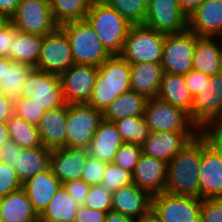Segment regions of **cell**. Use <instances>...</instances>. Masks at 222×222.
<instances>
[{
	"label": "cell",
	"instance_id": "cell-44",
	"mask_svg": "<svg viewBox=\"0 0 222 222\" xmlns=\"http://www.w3.org/2000/svg\"><path fill=\"white\" fill-rule=\"evenodd\" d=\"M201 222H222V198L201 200Z\"/></svg>",
	"mask_w": 222,
	"mask_h": 222
},
{
	"label": "cell",
	"instance_id": "cell-36",
	"mask_svg": "<svg viewBox=\"0 0 222 222\" xmlns=\"http://www.w3.org/2000/svg\"><path fill=\"white\" fill-rule=\"evenodd\" d=\"M124 142L142 146L150 135L144 117H125L114 122Z\"/></svg>",
	"mask_w": 222,
	"mask_h": 222
},
{
	"label": "cell",
	"instance_id": "cell-18",
	"mask_svg": "<svg viewBox=\"0 0 222 222\" xmlns=\"http://www.w3.org/2000/svg\"><path fill=\"white\" fill-rule=\"evenodd\" d=\"M168 163L162 159L141 154L132 173L133 183L152 196L165 192Z\"/></svg>",
	"mask_w": 222,
	"mask_h": 222
},
{
	"label": "cell",
	"instance_id": "cell-7",
	"mask_svg": "<svg viewBox=\"0 0 222 222\" xmlns=\"http://www.w3.org/2000/svg\"><path fill=\"white\" fill-rule=\"evenodd\" d=\"M201 198L167 192L152 198V215L159 222H201Z\"/></svg>",
	"mask_w": 222,
	"mask_h": 222
},
{
	"label": "cell",
	"instance_id": "cell-50",
	"mask_svg": "<svg viewBox=\"0 0 222 222\" xmlns=\"http://www.w3.org/2000/svg\"><path fill=\"white\" fill-rule=\"evenodd\" d=\"M15 26L9 22L0 29V57H7L12 45V35L16 32Z\"/></svg>",
	"mask_w": 222,
	"mask_h": 222
},
{
	"label": "cell",
	"instance_id": "cell-11",
	"mask_svg": "<svg viewBox=\"0 0 222 222\" xmlns=\"http://www.w3.org/2000/svg\"><path fill=\"white\" fill-rule=\"evenodd\" d=\"M143 117L152 132L199 131L187 112L157 97L148 99Z\"/></svg>",
	"mask_w": 222,
	"mask_h": 222
},
{
	"label": "cell",
	"instance_id": "cell-52",
	"mask_svg": "<svg viewBox=\"0 0 222 222\" xmlns=\"http://www.w3.org/2000/svg\"><path fill=\"white\" fill-rule=\"evenodd\" d=\"M20 0H0V14L9 19L15 14Z\"/></svg>",
	"mask_w": 222,
	"mask_h": 222
},
{
	"label": "cell",
	"instance_id": "cell-6",
	"mask_svg": "<svg viewBox=\"0 0 222 222\" xmlns=\"http://www.w3.org/2000/svg\"><path fill=\"white\" fill-rule=\"evenodd\" d=\"M102 120V111L87 103L68 104L65 147L87 149Z\"/></svg>",
	"mask_w": 222,
	"mask_h": 222
},
{
	"label": "cell",
	"instance_id": "cell-14",
	"mask_svg": "<svg viewBox=\"0 0 222 222\" xmlns=\"http://www.w3.org/2000/svg\"><path fill=\"white\" fill-rule=\"evenodd\" d=\"M143 24L164 34L181 33L188 29V16L178 0H148Z\"/></svg>",
	"mask_w": 222,
	"mask_h": 222
},
{
	"label": "cell",
	"instance_id": "cell-34",
	"mask_svg": "<svg viewBox=\"0 0 222 222\" xmlns=\"http://www.w3.org/2000/svg\"><path fill=\"white\" fill-rule=\"evenodd\" d=\"M91 2L92 0H49L53 19L58 26L84 20Z\"/></svg>",
	"mask_w": 222,
	"mask_h": 222
},
{
	"label": "cell",
	"instance_id": "cell-38",
	"mask_svg": "<svg viewBox=\"0 0 222 222\" xmlns=\"http://www.w3.org/2000/svg\"><path fill=\"white\" fill-rule=\"evenodd\" d=\"M14 114L26 122L37 125L46 110L36 100L19 97L14 100Z\"/></svg>",
	"mask_w": 222,
	"mask_h": 222
},
{
	"label": "cell",
	"instance_id": "cell-25",
	"mask_svg": "<svg viewBox=\"0 0 222 222\" xmlns=\"http://www.w3.org/2000/svg\"><path fill=\"white\" fill-rule=\"evenodd\" d=\"M193 69L209 77L222 72V38L197 39L193 54Z\"/></svg>",
	"mask_w": 222,
	"mask_h": 222
},
{
	"label": "cell",
	"instance_id": "cell-19",
	"mask_svg": "<svg viewBox=\"0 0 222 222\" xmlns=\"http://www.w3.org/2000/svg\"><path fill=\"white\" fill-rule=\"evenodd\" d=\"M153 196L134 183L112 192V211L135 219L151 214Z\"/></svg>",
	"mask_w": 222,
	"mask_h": 222
},
{
	"label": "cell",
	"instance_id": "cell-5",
	"mask_svg": "<svg viewBox=\"0 0 222 222\" xmlns=\"http://www.w3.org/2000/svg\"><path fill=\"white\" fill-rule=\"evenodd\" d=\"M165 36L144 24L131 25L120 56L129 64L161 63Z\"/></svg>",
	"mask_w": 222,
	"mask_h": 222
},
{
	"label": "cell",
	"instance_id": "cell-8",
	"mask_svg": "<svg viewBox=\"0 0 222 222\" xmlns=\"http://www.w3.org/2000/svg\"><path fill=\"white\" fill-rule=\"evenodd\" d=\"M197 36L189 29L166 34L161 65L164 73L185 75L193 69V54Z\"/></svg>",
	"mask_w": 222,
	"mask_h": 222
},
{
	"label": "cell",
	"instance_id": "cell-42",
	"mask_svg": "<svg viewBox=\"0 0 222 222\" xmlns=\"http://www.w3.org/2000/svg\"><path fill=\"white\" fill-rule=\"evenodd\" d=\"M22 187L17 173L13 167L0 162V198L5 197L7 194L14 192Z\"/></svg>",
	"mask_w": 222,
	"mask_h": 222
},
{
	"label": "cell",
	"instance_id": "cell-30",
	"mask_svg": "<svg viewBox=\"0 0 222 222\" xmlns=\"http://www.w3.org/2000/svg\"><path fill=\"white\" fill-rule=\"evenodd\" d=\"M147 101L145 96L133 90L127 91L104 109L103 119L115 122L125 117H143Z\"/></svg>",
	"mask_w": 222,
	"mask_h": 222
},
{
	"label": "cell",
	"instance_id": "cell-12",
	"mask_svg": "<svg viewBox=\"0 0 222 222\" xmlns=\"http://www.w3.org/2000/svg\"><path fill=\"white\" fill-rule=\"evenodd\" d=\"M73 64L69 39L59 26L43 36L36 69L60 75Z\"/></svg>",
	"mask_w": 222,
	"mask_h": 222
},
{
	"label": "cell",
	"instance_id": "cell-39",
	"mask_svg": "<svg viewBox=\"0 0 222 222\" xmlns=\"http://www.w3.org/2000/svg\"><path fill=\"white\" fill-rule=\"evenodd\" d=\"M132 173L124 170L114 163H106L103 173L102 185L109 191L114 192L121 187L132 184Z\"/></svg>",
	"mask_w": 222,
	"mask_h": 222
},
{
	"label": "cell",
	"instance_id": "cell-13",
	"mask_svg": "<svg viewBox=\"0 0 222 222\" xmlns=\"http://www.w3.org/2000/svg\"><path fill=\"white\" fill-rule=\"evenodd\" d=\"M20 97L36 100L46 111L60 108L66 104L59 75L36 68L23 84Z\"/></svg>",
	"mask_w": 222,
	"mask_h": 222
},
{
	"label": "cell",
	"instance_id": "cell-55",
	"mask_svg": "<svg viewBox=\"0 0 222 222\" xmlns=\"http://www.w3.org/2000/svg\"><path fill=\"white\" fill-rule=\"evenodd\" d=\"M9 140L8 128L6 123H0V148Z\"/></svg>",
	"mask_w": 222,
	"mask_h": 222
},
{
	"label": "cell",
	"instance_id": "cell-40",
	"mask_svg": "<svg viewBox=\"0 0 222 222\" xmlns=\"http://www.w3.org/2000/svg\"><path fill=\"white\" fill-rule=\"evenodd\" d=\"M83 206L106 213L112 211V192L102 184L92 185Z\"/></svg>",
	"mask_w": 222,
	"mask_h": 222
},
{
	"label": "cell",
	"instance_id": "cell-9",
	"mask_svg": "<svg viewBox=\"0 0 222 222\" xmlns=\"http://www.w3.org/2000/svg\"><path fill=\"white\" fill-rule=\"evenodd\" d=\"M10 22L17 31L45 36L53 32L55 23L49 0H20Z\"/></svg>",
	"mask_w": 222,
	"mask_h": 222
},
{
	"label": "cell",
	"instance_id": "cell-15",
	"mask_svg": "<svg viewBox=\"0 0 222 222\" xmlns=\"http://www.w3.org/2000/svg\"><path fill=\"white\" fill-rule=\"evenodd\" d=\"M98 67L73 64L59 75L62 95L67 104L88 103L92 94Z\"/></svg>",
	"mask_w": 222,
	"mask_h": 222
},
{
	"label": "cell",
	"instance_id": "cell-1",
	"mask_svg": "<svg viewBox=\"0 0 222 222\" xmlns=\"http://www.w3.org/2000/svg\"><path fill=\"white\" fill-rule=\"evenodd\" d=\"M201 134L199 133L169 162L165 192L199 198Z\"/></svg>",
	"mask_w": 222,
	"mask_h": 222
},
{
	"label": "cell",
	"instance_id": "cell-43",
	"mask_svg": "<svg viewBox=\"0 0 222 222\" xmlns=\"http://www.w3.org/2000/svg\"><path fill=\"white\" fill-rule=\"evenodd\" d=\"M105 167V162L89 155L83 167L81 179L90 186L100 185L102 184Z\"/></svg>",
	"mask_w": 222,
	"mask_h": 222
},
{
	"label": "cell",
	"instance_id": "cell-51",
	"mask_svg": "<svg viewBox=\"0 0 222 222\" xmlns=\"http://www.w3.org/2000/svg\"><path fill=\"white\" fill-rule=\"evenodd\" d=\"M14 100L0 93V123H6L14 114Z\"/></svg>",
	"mask_w": 222,
	"mask_h": 222
},
{
	"label": "cell",
	"instance_id": "cell-22",
	"mask_svg": "<svg viewBox=\"0 0 222 222\" xmlns=\"http://www.w3.org/2000/svg\"><path fill=\"white\" fill-rule=\"evenodd\" d=\"M68 104L46 111L36 125L41 143L50 150L65 148Z\"/></svg>",
	"mask_w": 222,
	"mask_h": 222
},
{
	"label": "cell",
	"instance_id": "cell-57",
	"mask_svg": "<svg viewBox=\"0 0 222 222\" xmlns=\"http://www.w3.org/2000/svg\"><path fill=\"white\" fill-rule=\"evenodd\" d=\"M9 22L10 19L7 16L0 14V29L5 27Z\"/></svg>",
	"mask_w": 222,
	"mask_h": 222
},
{
	"label": "cell",
	"instance_id": "cell-53",
	"mask_svg": "<svg viewBox=\"0 0 222 222\" xmlns=\"http://www.w3.org/2000/svg\"><path fill=\"white\" fill-rule=\"evenodd\" d=\"M205 0H178L179 7L190 17Z\"/></svg>",
	"mask_w": 222,
	"mask_h": 222
},
{
	"label": "cell",
	"instance_id": "cell-20",
	"mask_svg": "<svg viewBox=\"0 0 222 222\" xmlns=\"http://www.w3.org/2000/svg\"><path fill=\"white\" fill-rule=\"evenodd\" d=\"M188 29L200 37L222 38V0H205L188 17Z\"/></svg>",
	"mask_w": 222,
	"mask_h": 222
},
{
	"label": "cell",
	"instance_id": "cell-49",
	"mask_svg": "<svg viewBox=\"0 0 222 222\" xmlns=\"http://www.w3.org/2000/svg\"><path fill=\"white\" fill-rule=\"evenodd\" d=\"M17 150H22L16 142L9 139L0 148V162L3 161L6 164L14 168L17 158Z\"/></svg>",
	"mask_w": 222,
	"mask_h": 222
},
{
	"label": "cell",
	"instance_id": "cell-28",
	"mask_svg": "<svg viewBox=\"0 0 222 222\" xmlns=\"http://www.w3.org/2000/svg\"><path fill=\"white\" fill-rule=\"evenodd\" d=\"M157 98L183 109L192 121L193 96L184 75L163 73Z\"/></svg>",
	"mask_w": 222,
	"mask_h": 222
},
{
	"label": "cell",
	"instance_id": "cell-35",
	"mask_svg": "<svg viewBox=\"0 0 222 222\" xmlns=\"http://www.w3.org/2000/svg\"><path fill=\"white\" fill-rule=\"evenodd\" d=\"M9 139L22 149L43 146L36 125L26 122L13 114L6 122Z\"/></svg>",
	"mask_w": 222,
	"mask_h": 222
},
{
	"label": "cell",
	"instance_id": "cell-45",
	"mask_svg": "<svg viewBox=\"0 0 222 222\" xmlns=\"http://www.w3.org/2000/svg\"><path fill=\"white\" fill-rule=\"evenodd\" d=\"M206 142L222 157V122L213 123L200 130Z\"/></svg>",
	"mask_w": 222,
	"mask_h": 222
},
{
	"label": "cell",
	"instance_id": "cell-47",
	"mask_svg": "<svg viewBox=\"0 0 222 222\" xmlns=\"http://www.w3.org/2000/svg\"><path fill=\"white\" fill-rule=\"evenodd\" d=\"M184 78L193 97L199 93L205 82H208L210 79L206 74L194 69L185 74Z\"/></svg>",
	"mask_w": 222,
	"mask_h": 222
},
{
	"label": "cell",
	"instance_id": "cell-21",
	"mask_svg": "<svg viewBox=\"0 0 222 222\" xmlns=\"http://www.w3.org/2000/svg\"><path fill=\"white\" fill-rule=\"evenodd\" d=\"M84 148H60L52 150L50 168L61 183L80 180L86 159Z\"/></svg>",
	"mask_w": 222,
	"mask_h": 222
},
{
	"label": "cell",
	"instance_id": "cell-27",
	"mask_svg": "<svg viewBox=\"0 0 222 222\" xmlns=\"http://www.w3.org/2000/svg\"><path fill=\"white\" fill-rule=\"evenodd\" d=\"M38 219L39 214L22 187L0 198V222H35Z\"/></svg>",
	"mask_w": 222,
	"mask_h": 222
},
{
	"label": "cell",
	"instance_id": "cell-4",
	"mask_svg": "<svg viewBox=\"0 0 222 222\" xmlns=\"http://www.w3.org/2000/svg\"><path fill=\"white\" fill-rule=\"evenodd\" d=\"M59 27L69 39L74 64L99 67L112 56L86 19L67 22Z\"/></svg>",
	"mask_w": 222,
	"mask_h": 222
},
{
	"label": "cell",
	"instance_id": "cell-31",
	"mask_svg": "<svg viewBox=\"0 0 222 222\" xmlns=\"http://www.w3.org/2000/svg\"><path fill=\"white\" fill-rule=\"evenodd\" d=\"M35 68L27 63L13 62L3 57V73L0 79V93L15 100L20 97L23 84Z\"/></svg>",
	"mask_w": 222,
	"mask_h": 222
},
{
	"label": "cell",
	"instance_id": "cell-58",
	"mask_svg": "<svg viewBox=\"0 0 222 222\" xmlns=\"http://www.w3.org/2000/svg\"><path fill=\"white\" fill-rule=\"evenodd\" d=\"M3 73V57H0V79L2 78Z\"/></svg>",
	"mask_w": 222,
	"mask_h": 222
},
{
	"label": "cell",
	"instance_id": "cell-41",
	"mask_svg": "<svg viewBox=\"0 0 222 222\" xmlns=\"http://www.w3.org/2000/svg\"><path fill=\"white\" fill-rule=\"evenodd\" d=\"M141 154L142 146L124 142L116 152L113 163L133 173Z\"/></svg>",
	"mask_w": 222,
	"mask_h": 222
},
{
	"label": "cell",
	"instance_id": "cell-48",
	"mask_svg": "<svg viewBox=\"0 0 222 222\" xmlns=\"http://www.w3.org/2000/svg\"><path fill=\"white\" fill-rule=\"evenodd\" d=\"M105 215L106 212L80 205L77 208L74 222H104Z\"/></svg>",
	"mask_w": 222,
	"mask_h": 222
},
{
	"label": "cell",
	"instance_id": "cell-29",
	"mask_svg": "<svg viewBox=\"0 0 222 222\" xmlns=\"http://www.w3.org/2000/svg\"><path fill=\"white\" fill-rule=\"evenodd\" d=\"M52 150L39 146L17 150L14 169L21 183L50 169Z\"/></svg>",
	"mask_w": 222,
	"mask_h": 222
},
{
	"label": "cell",
	"instance_id": "cell-17",
	"mask_svg": "<svg viewBox=\"0 0 222 222\" xmlns=\"http://www.w3.org/2000/svg\"><path fill=\"white\" fill-rule=\"evenodd\" d=\"M199 133L200 131H151L142 145V153L168 163Z\"/></svg>",
	"mask_w": 222,
	"mask_h": 222
},
{
	"label": "cell",
	"instance_id": "cell-32",
	"mask_svg": "<svg viewBox=\"0 0 222 222\" xmlns=\"http://www.w3.org/2000/svg\"><path fill=\"white\" fill-rule=\"evenodd\" d=\"M43 36L16 31L12 35V45L7 57L13 62L27 63L36 67Z\"/></svg>",
	"mask_w": 222,
	"mask_h": 222
},
{
	"label": "cell",
	"instance_id": "cell-33",
	"mask_svg": "<svg viewBox=\"0 0 222 222\" xmlns=\"http://www.w3.org/2000/svg\"><path fill=\"white\" fill-rule=\"evenodd\" d=\"M78 204L63 186L39 215L42 222H74Z\"/></svg>",
	"mask_w": 222,
	"mask_h": 222
},
{
	"label": "cell",
	"instance_id": "cell-24",
	"mask_svg": "<svg viewBox=\"0 0 222 222\" xmlns=\"http://www.w3.org/2000/svg\"><path fill=\"white\" fill-rule=\"evenodd\" d=\"M61 186L62 183L53 174L51 168L22 183V188L25 190L28 199L39 215L51 202L53 196Z\"/></svg>",
	"mask_w": 222,
	"mask_h": 222
},
{
	"label": "cell",
	"instance_id": "cell-23",
	"mask_svg": "<svg viewBox=\"0 0 222 222\" xmlns=\"http://www.w3.org/2000/svg\"><path fill=\"white\" fill-rule=\"evenodd\" d=\"M124 143L114 122L102 120L87 148L88 154L105 163H113L115 154Z\"/></svg>",
	"mask_w": 222,
	"mask_h": 222
},
{
	"label": "cell",
	"instance_id": "cell-2",
	"mask_svg": "<svg viewBox=\"0 0 222 222\" xmlns=\"http://www.w3.org/2000/svg\"><path fill=\"white\" fill-rule=\"evenodd\" d=\"M130 90V64L120 55H112L98 67L87 104L103 112L118 96Z\"/></svg>",
	"mask_w": 222,
	"mask_h": 222
},
{
	"label": "cell",
	"instance_id": "cell-56",
	"mask_svg": "<svg viewBox=\"0 0 222 222\" xmlns=\"http://www.w3.org/2000/svg\"><path fill=\"white\" fill-rule=\"evenodd\" d=\"M136 222H159V221L151 213L146 217L137 219Z\"/></svg>",
	"mask_w": 222,
	"mask_h": 222
},
{
	"label": "cell",
	"instance_id": "cell-54",
	"mask_svg": "<svg viewBox=\"0 0 222 222\" xmlns=\"http://www.w3.org/2000/svg\"><path fill=\"white\" fill-rule=\"evenodd\" d=\"M137 219L118 212L109 211L105 215L104 222H136Z\"/></svg>",
	"mask_w": 222,
	"mask_h": 222
},
{
	"label": "cell",
	"instance_id": "cell-26",
	"mask_svg": "<svg viewBox=\"0 0 222 222\" xmlns=\"http://www.w3.org/2000/svg\"><path fill=\"white\" fill-rule=\"evenodd\" d=\"M163 73L161 63L130 64L131 90L145 96L147 99L157 97Z\"/></svg>",
	"mask_w": 222,
	"mask_h": 222
},
{
	"label": "cell",
	"instance_id": "cell-10",
	"mask_svg": "<svg viewBox=\"0 0 222 222\" xmlns=\"http://www.w3.org/2000/svg\"><path fill=\"white\" fill-rule=\"evenodd\" d=\"M217 122H222V72L205 82L192 105V123L199 131Z\"/></svg>",
	"mask_w": 222,
	"mask_h": 222
},
{
	"label": "cell",
	"instance_id": "cell-16",
	"mask_svg": "<svg viewBox=\"0 0 222 222\" xmlns=\"http://www.w3.org/2000/svg\"><path fill=\"white\" fill-rule=\"evenodd\" d=\"M199 198H222V157L201 135Z\"/></svg>",
	"mask_w": 222,
	"mask_h": 222
},
{
	"label": "cell",
	"instance_id": "cell-46",
	"mask_svg": "<svg viewBox=\"0 0 222 222\" xmlns=\"http://www.w3.org/2000/svg\"><path fill=\"white\" fill-rule=\"evenodd\" d=\"M62 186L79 206L83 205L86 196L88 195L90 185L86 184L82 179H80L62 183Z\"/></svg>",
	"mask_w": 222,
	"mask_h": 222
},
{
	"label": "cell",
	"instance_id": "cell-37",
	"mask_svg": "<svg viewBox=\"0 0 222 222\" xmlns=\"http://www.w3.org/2000/svg\"><path fill=\"white\" fill-rule=\"evenodd\" d=\"M113 8L129 24H143L147 14L148 0H101Z\"/></svg>",
	"mask_w": 222,
	"mask_h": 222
},
{
	"label": "cell",
	"instance_id": "cell-3",
	"mask_svg": "<svg viewBox=\"0 0 222 222\" xmlns=\"http://www.w3.org/2000/svg\"><path fill=\"white\" fill-rule=\"evenodd\" d=\"M85 19L105 49L111 55H120L131 24L101 0H92Z\"/></svg>",
	"mask_w": 222,
	"mask_h": 222
}]
</instances>
